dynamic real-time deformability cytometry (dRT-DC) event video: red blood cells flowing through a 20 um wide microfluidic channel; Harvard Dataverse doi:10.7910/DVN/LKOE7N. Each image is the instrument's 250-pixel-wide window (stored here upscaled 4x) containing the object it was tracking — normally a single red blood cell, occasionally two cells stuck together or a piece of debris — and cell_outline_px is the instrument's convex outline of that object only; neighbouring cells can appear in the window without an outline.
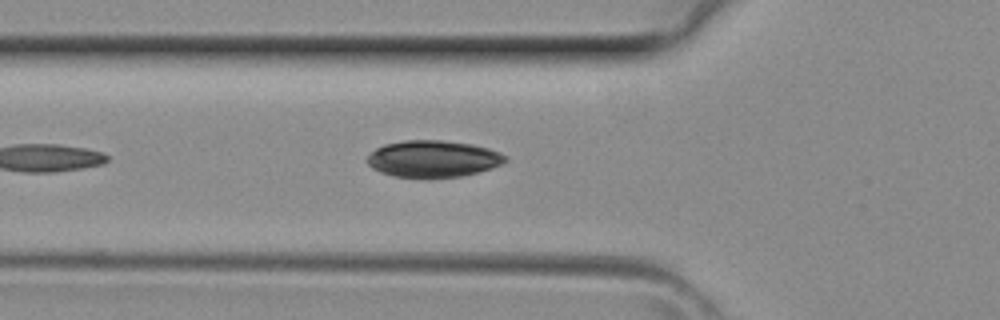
{"species": "common noctule bat (a hibernating species)", "species_latin": "Nyctalus noctula", "temperature_condition": "room temperature", "stored_images_in_passage": 4, "camera_frame_rate_fps": 3000, "um_per_image_px": 0.085, "animal": {"sex": "female", "body_mass_g": 29.2, "forearm_length_mm": 56.3}, "frame": {"image": 1, "passage_image": 4, "time_ms": 1.0, "image_size_px": [1000, 320], "cell_outline_px": [[508, 160], [504, 164], [492, 168], [460, 176], [428, 180], [392, 176], [380, 172], [372, 168], [368, 164], [368, 156], [376, 148], [384, 144], [404, 140], [440, 140], [472, 144], [488, 148], [500, 152], [508, 156]], "centroid_in_image_um": [36.83, 13.52], "position_along_channel_um": 89.0, "area_um2": 30.23}}